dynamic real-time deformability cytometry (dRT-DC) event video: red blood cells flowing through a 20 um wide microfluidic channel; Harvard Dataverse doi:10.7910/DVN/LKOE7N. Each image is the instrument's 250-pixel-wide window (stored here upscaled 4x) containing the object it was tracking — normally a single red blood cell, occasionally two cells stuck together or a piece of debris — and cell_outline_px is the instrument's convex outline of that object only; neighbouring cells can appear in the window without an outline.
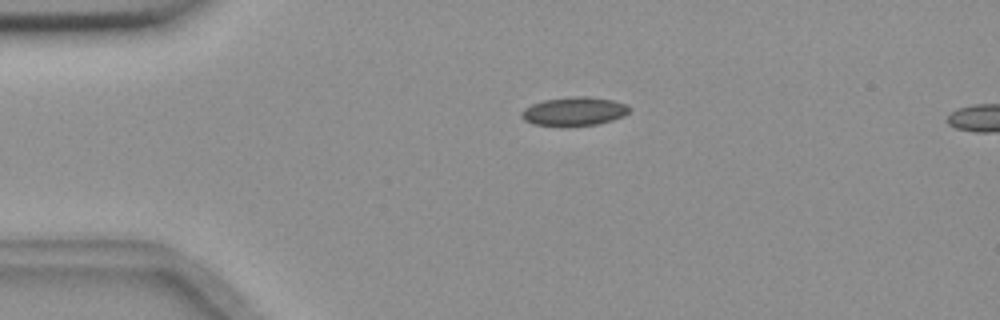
{"species": "common noctule bat (a hibernating species)", "species_latin": "Nyctalus noctula", "temperature_condition": "room temperature", "stored_images_in_passage": 5, "camera_frame_rate_fps": 3000, "um_per_image_px": 0.085, "animal": {"sex": "female", "body_mass_g": 18.4}, "frame": {"image": 1, "passage_image": 1, "time_ms": 0.0, "image_size_px": [1000, 320], "cell_outline_px": [[632, 108], [624, 116], [612, 120], [596, 124], [568, 128], [532, 124], [524, 120], [520, 116], [520, 112], [524, 108], [532, 104], [544, 100], [572, 96], [588, 96], [612, 100], [628, 104]], "centroid_in_image_um": [48.79, 9.49], "position_along_channel_um": 36.2, "area_um2": 18.61}}